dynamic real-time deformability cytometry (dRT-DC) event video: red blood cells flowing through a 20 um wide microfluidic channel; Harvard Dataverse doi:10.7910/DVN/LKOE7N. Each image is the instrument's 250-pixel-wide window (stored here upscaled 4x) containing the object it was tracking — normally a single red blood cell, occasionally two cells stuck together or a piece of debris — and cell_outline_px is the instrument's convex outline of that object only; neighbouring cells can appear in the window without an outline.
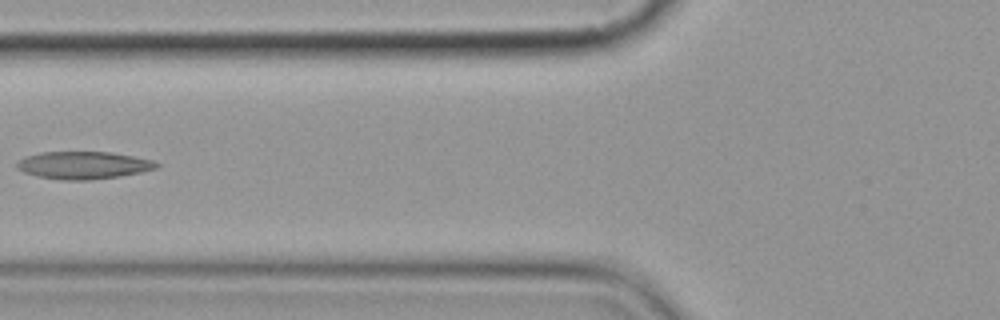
{"species": "common noctule bat (a hibernating species)", "species_latin": "Nyctalus noctula", "temperature_condition": "cold", "stored_images_in_passage": 6, "camera_frame_rate_fps": 3000, "um_per_image_px": 0.085, "animal": {"sex": "female", "body_mass_g": 19.9}, "frame": {"image": 1, "passage_image": 6, "time_ms": 6.0, "image_size_px": [1000, 320], "cell_outline_px": [[160, 164], [156, 168], [140, 172], [120, 176], [92, 180], [60, 180], [40, 176], [24, 172], [16, 168], [16, 164], [20, 160], [28, 156], [40, 152], [112, 152], [152, 160]], "centroid_in_image_um": [7.1, 14.04], "position_along_channel_um": 118.7, "area_um2": 22.2}}